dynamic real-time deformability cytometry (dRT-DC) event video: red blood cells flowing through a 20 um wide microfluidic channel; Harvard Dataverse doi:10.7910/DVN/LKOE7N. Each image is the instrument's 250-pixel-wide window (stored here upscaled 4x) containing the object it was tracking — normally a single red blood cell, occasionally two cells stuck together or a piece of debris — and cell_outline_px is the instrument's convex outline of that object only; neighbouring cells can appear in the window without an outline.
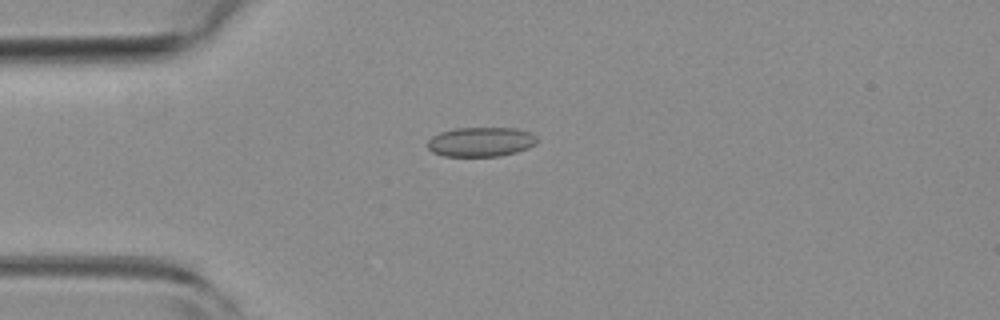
{"species": "common noctule bat (a hibernating species)", "species_latin": "Nyctalus noctula", "temperature_condition": "room temperature", "stored_images_in_passage": 4, "camera_frame_rate_fps": 3000, "um_per_image_px": 0.085, "animal": {"sex": "female", "body_mass_g": 19.3, "forearm_length_mm": 54.1}, "frame": {"image": 1, "passage_image": 4, "time_ms": 1.0, "image_size_px": [1000, 320], "cell_outline_px": [[536, 144], [528, 148], [516, 152], [500, 156], [444, 156], [432, 152], [428, 148], [428, 140], [432, 136], [440, 132], [452, 128], [516, 128], [528, 132], [536, 136]], "centroid_in_image_um": [40.85, 12.06], "position_along_channel_um": 44.2, "area_um2": 18.84}}